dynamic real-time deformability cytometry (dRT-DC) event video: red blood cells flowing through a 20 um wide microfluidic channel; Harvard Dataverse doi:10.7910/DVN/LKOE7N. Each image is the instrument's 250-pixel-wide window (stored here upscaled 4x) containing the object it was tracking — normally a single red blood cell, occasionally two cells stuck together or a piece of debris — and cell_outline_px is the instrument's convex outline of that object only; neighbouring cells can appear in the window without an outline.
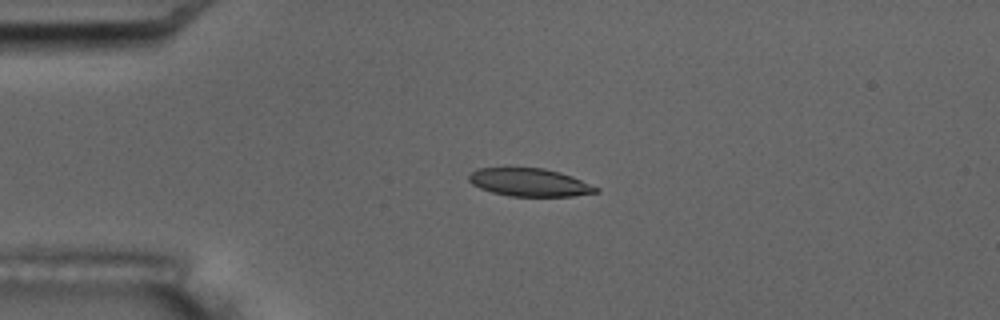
{"species": "common noctule bat (a hibernating species)", "species_latin": "Nyctalus noctula", "temperature_condition": "room temperature", "stored_images_in_passage": 6, "camera_frame_rate_fps": 3000, "um_per_image_px": 0.085, "animal": {"sex": "male", "body_mass_g": 17.5, "forearm_length_mm": 52.3}, "frame": {"image": 1, "passage_image": 4, "time_ms": 3.333, "image_size_px": [1000, 320], "cell_outline_px": [[600, 192], [572, 196], [508, 196], [492, 192], [480, 188], [472, 184], [468, 180], [468, 176], [476, 168], [544, 168], [560, 172], [572, 176], [600, 188]], "centroid_in_image_um": [45.02, 15.5], "position_along_channel_um": 40.0, "area_um2": 20.75}}